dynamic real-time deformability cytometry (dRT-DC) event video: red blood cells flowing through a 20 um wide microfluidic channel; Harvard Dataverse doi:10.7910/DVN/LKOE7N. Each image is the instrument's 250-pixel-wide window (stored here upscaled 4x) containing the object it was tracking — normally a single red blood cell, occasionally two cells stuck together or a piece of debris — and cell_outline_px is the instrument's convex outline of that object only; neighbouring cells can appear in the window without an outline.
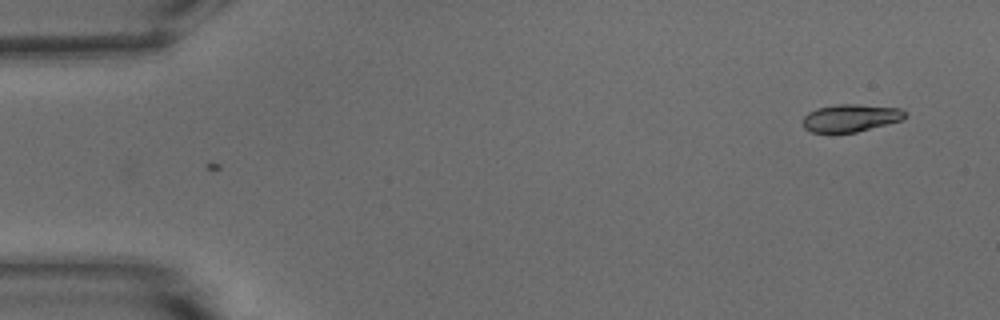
{"species": "common noctule bat (a hibernating species)", "species_latin": "Nyctalus noctula", "temperature_condition": "warm", "stored_images_in_passage": 2, "camera_frame_rate_fps": 3000, "um_per_image_px": 0.085, "animal": {"sex": "male", "body_mass_g": 15.6}, "frame": {"image": 1, "passage_image": 1, "time_ms": 0.0, "image_size_px": [1000, 320], "cell_outline_px": [[908, 116], [900, 120], [856, 132], [812, 132], [804, 128], [804, 116], [808, 112], [816, 108], [836, 104], [856, 104], [900, 108]], "centroid_in_image_um": [72.28, 10.01], "position_along_channel_um": 12.7, "area_um2": 16.18}}